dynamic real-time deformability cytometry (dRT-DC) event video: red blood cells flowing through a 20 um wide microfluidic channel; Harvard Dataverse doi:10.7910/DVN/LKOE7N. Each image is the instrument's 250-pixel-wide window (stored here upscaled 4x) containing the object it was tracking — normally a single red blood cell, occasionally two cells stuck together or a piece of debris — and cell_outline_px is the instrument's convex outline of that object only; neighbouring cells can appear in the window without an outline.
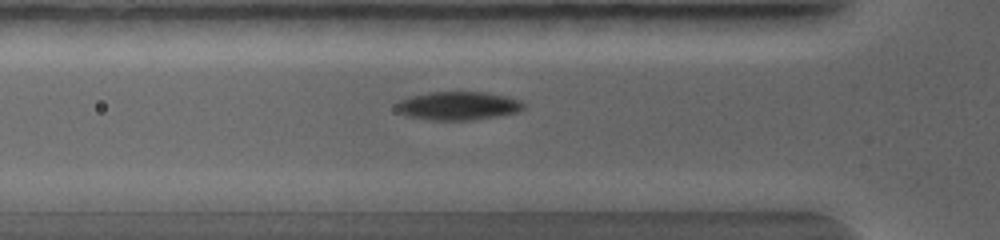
{"species": "common noctule bat (a hibernating species)", "species_latin": "Nyctalus noctula", "temperature_condition": "warm", "stored_images_in_passage": 25, "camera_frame_rate_fps": 5000, "um_per_image_px": 0.085, "animal": {"sex": "female", "body_mass_g": 19.0, "forearm_length_mm": 56.7}, "frame": {"image": 1, "passage_image": 6, "time_ms": 1.6, "image_size_px": [1000, 240], "cell_outline_px": [[524, 108], [516, 112], [496, 116], [472, 120], [428, 120], [408, 116], [400, 112], [396, 108], [396, 104], [400, 100], [408, 96], [428, 92], [488, 92], [508, 96], [520, 100], [524, 104]], "centroid_in_image_um": [38.93, 8.98], "position_along_channel_um": 86.9, "area_um2": 21.15}}
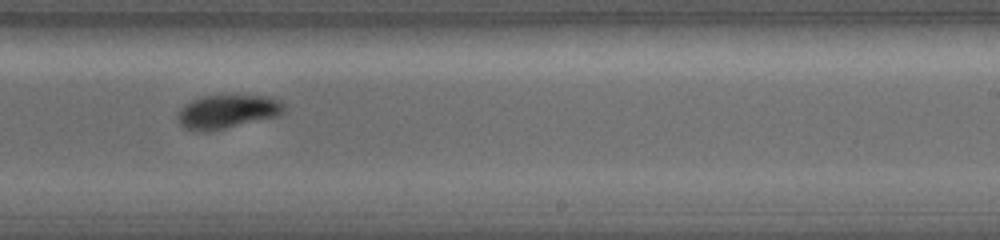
{"frame": {"image": 2, "passage_image": 15, "time_ms": 4.4, "image_size_px": [1000, 240], "cell_outline_px": [[284, 112], [276, 116], [208, 132], [196, 132], [184, 128], [176, 120], [176, 116], [180, 108], [184, 104], [192, 100], [204, 96], [268, 96], [280, 100], [284, 104]], "centroid_in_image_um": [19.26, 9.5], "position_along_channel_um": 269.7, "area_um2": 20.87}}
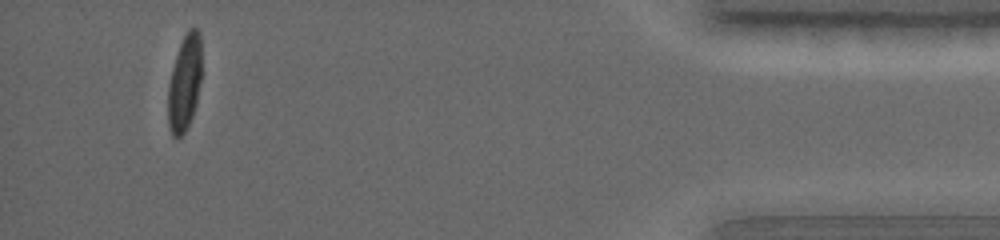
{"frame": {"image": 3, "passage_image": 25, "time_ms": 7.8, "image_size_px": [1000, 240], "cell_outline_px": [[200, 80], [196, 104], [192, 116], [184, 132], [176, 140], [172, 136], [168, 124], [168, 88], [172, 68], [180, 44], [188, 28], [196, 28], [200, 32]], "centroid_in_image_um": [15.67, 7.07], "position_along_channel_um": 419.5, "area_um2": 18.55}}